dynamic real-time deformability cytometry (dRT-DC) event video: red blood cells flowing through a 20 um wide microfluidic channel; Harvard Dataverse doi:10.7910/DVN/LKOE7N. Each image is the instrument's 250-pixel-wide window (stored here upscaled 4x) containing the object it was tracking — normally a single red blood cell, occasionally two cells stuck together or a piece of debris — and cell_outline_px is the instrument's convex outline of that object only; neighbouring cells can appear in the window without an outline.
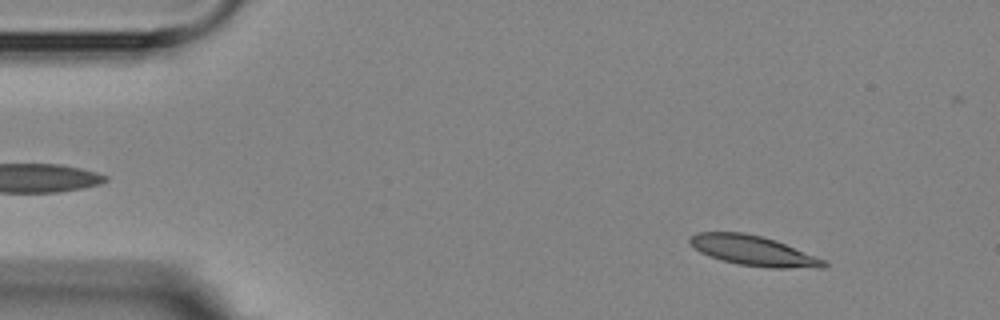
{"species": "Egyptian fruit bat (a non-hibernating species)", "species_latin": "Rousettus aegyptiacus", "temperature_condition": "room temperature", "stored_images_in_passage": 9, "camera_frame_rate_fps": 3000, "um_per_image_px": 0.085, "animal": {"sex": "female"}, "frame": {"image": 1, "passage_image": 1, "time_ms": 0.0, "image_size_px": [1000, 320], "cell_outline_px": [[828, 264], [824, 268], [768, 268], [740, 264], [720, 260], [708, 256], [700, 252], [688, 240], [688, 236], [696, 232], [744, 232], [776, 240], [816, 256], [824, 260]], "centroid_in_image_um": [64.02, 21.31], "position_along_channel_um": 21.0, "area_um2": 23.47}}
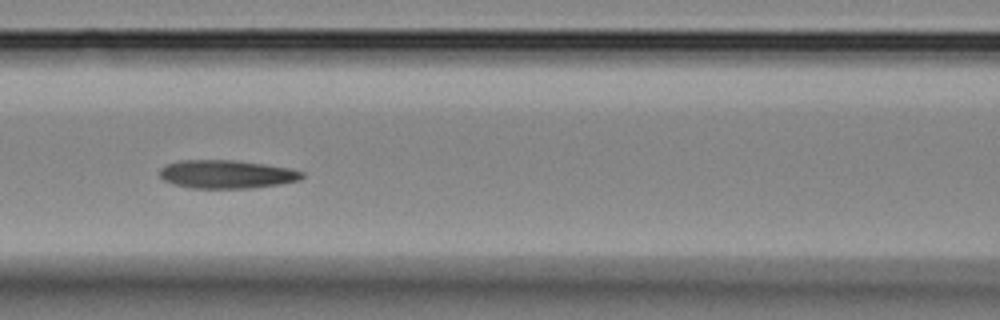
{"frame": {"image": 2, "passage_image": 6, "time_ms": 5.667, "image_size_px": [1000, 320], "cell_outline_px": [[304, 176], [300, 180], [280, 184], [248, 188], [192, 188], [172, 184], [164, 180], [160, 176], [160, 168], [164, 164], [176, 160], [232, 160], [264, 164], [288, 168], [304, 172]], "centroid_in_image_um": [19.22, 14.8], "position_along_channel_um": 147.4, "area_um2": 23.58}}
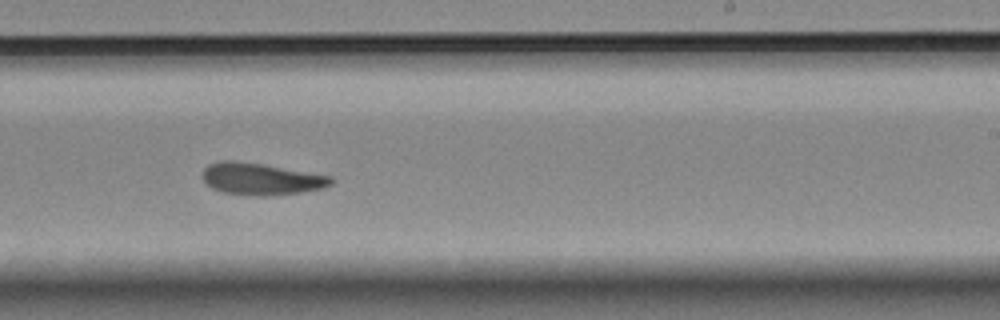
{"frame": {"image": 3, "passage_image": 9, "time_ms": 9.0, "image_size_px": [1000, 320], "cell_outline_px": [[336, 180], [332, 184], [324, 188], [300, 192], [264, 196], [256, 196], [224, 192], [212, 188], [200, 176], [200, 172], [208, 164], [220, 160], [232, 160], [260, 164], [332, 176]], "centroid_in_image_um": [22.17, 15.2], "position_along_channel_um": 266.8, "area_um2": 23.87}}